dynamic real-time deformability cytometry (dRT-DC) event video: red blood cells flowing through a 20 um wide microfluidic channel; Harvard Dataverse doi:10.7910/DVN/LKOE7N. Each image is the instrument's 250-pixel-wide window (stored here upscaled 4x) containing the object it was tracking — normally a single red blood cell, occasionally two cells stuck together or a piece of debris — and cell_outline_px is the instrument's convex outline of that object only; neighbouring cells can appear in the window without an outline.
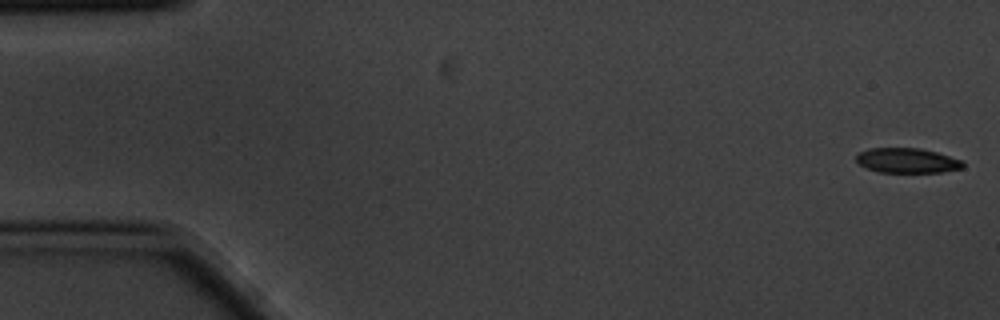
{"species": "common noctule bat (a hibernating species)", "species_latin": "Nyctalus noctula", "temperature_condition": "cold", "stored_images_in_passage": 9, "camera_frame_rate_fps": 3000, "um_per_image_px": 0.085, "animal": {"sex": "male", "body_mass_g": 20.1, "forearm_length_mm": 53.5}, "frame": {"image": 1, "passage_image": 1, "time_ms": 0.0, "image_size_px": [1000, 320], "cell_outline_px": [[964, 168], [944, 172], [880, 172], [868, 168], [860, 164], [856, 160], [856, 156], [860, 152], [868, 148], [920, 148], [936, 152], [960, 160], [964, 164]], "centroid_in_image_um": [77.11, 13.64], "position_along_channel_um": 7.9, "area_um2": 15.32}}
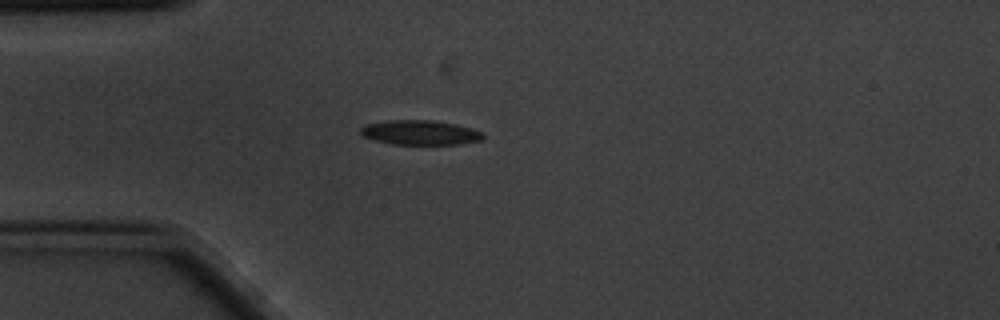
{"frame": {"image": 2, "passage_image": 4, "time_ms": 1.0, "image_size_px": [1000, 320], "cell_outline_px": [[484, 136], [480, 140], [460, 144], [392, 144], [376, 140], [364, 136], [360, 132], [360, 128], [368, 124], [388, 120], [432, 120], [456, 124], [472, 128], [484, 132]], "centroid_in_image_um": [35.75, 11.26], "position_along_channel_um": 49.3, "area_um2": 17.46}}